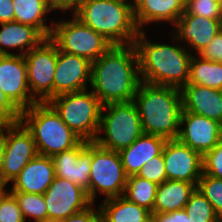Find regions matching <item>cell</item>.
Segmentation results:
<instances>
[{
  "mask_svg": "<svg viewBox=\"0 0 222 222\" xmlns=\"http://www.w3.org/2000/svg\"><path fill=\"white\" fill-rule=\"evenodd\" d=\"M140 83L134 44L113 45L91 63V91L102 105L133 101Z\"/></svg>",
  "mask_w": 222,
  "mask_h": 222,
  "instance_id": "1",
  "label": "cell"
},
{
  "mask_svg": "<svg viewBox=\"0 0 222 222\" xmlns=\"http://www.w3.org/2000/svg\"><path fill=\"white\" fill-rule=\"evenodd\" d=\"M140 31L134 41L141 81L181 89L188 83L192 54L186 47L155 43Z\"/></svg>",
  "mask_w": 222,
  "mask_h": 222,
  "instance_id": "2",
  "label": "cell"
},
{
  "mask_svg": "<svg viewBox=\"0 0 222 222\" xmlns=\"http://www.w3.org/2000/svg\"><path fill=\"white\" fill-rule=\"evenodd\" d=\"M133 101L138 108L143 133L166 140L177 139L182 112L179 88L141 81Z\"/></svg>",
  "mask_w": 222,
  "mask_h": 222,
  "instance_id": "3",
  "label": "cell"
},
{
  "mask_svg": "<svg viewBox=\"0 0 222 222\" xmlns=\"http://www.w3.org/2000/svg\"><path fill=\"white\" fill-rule=\"evenodd\" d=\"M73 15L112 45L134 44L140 32L134 20L133 6L124 1L82 0Z\"/></svg>",
  "mask_w": 222,
  "mask_h": 222,
  "instance_id": "4",
  "label": "cell"
},
{
  "mask_svg": "<svg viewBox=\"0 0 222 222\" xmlns=\"http://www.w3.org/2000/svg\"><path fill=\"white\" fill-rule=\"evenodd\" d=\"M20 122L32 134L39 155L52 157L82 141L48 102H37L21 111Z\"/></svg>",
  "mask_w": 222,
  "mask_h": 222,
  "instance_id": "5",
  "label": "cell"
},
{
  "mask_svg": "<svg viewBox=\"0 0 222 222\" xmlns=\"http://www.w3.org/2000/svg\"><path fill=\"white\" fill-rule=\"evenodd\" d=\"M48 103L79 138L95 141L103 105L92 91L85 89L62 94L50 99Z\"/></svg>",
  "mask_w": 222,
  "mask_h": 222,
  "instance_id": "6",
  "label": "cell"
},
{
  "mask_svg": "<svg viewBox=\"0 0 222 222\" xmlns=\"http://www.w3.org/2000/svg\"><path fill=\"white\" fill-rule=\"evenodd\" d=\"M105 108L106 114L103 113ZM102 132L105 133V137H100ZM142 134L141 118L134 101L102 106L100 127L95 139L99 146L120 152L129 147Z\"/></svg>",
  "mask_w": 222,
  "mask_h": 222,
  "instance_id": "7",
  "label": "cell"
},
{
  "mask_svg": "<svg viewBox=\"0 0 222 222\" xmlns=\"http://www.w3.org/2000/svg\"><path fill=\"white\" fill-rule=\"evenodd\" d=\"M53 23L50 39L60 51L88 59L91 63L96 61L111 46L101 34L91 27L83 24L72 15V19Z\"/></svg>",
  "mask_w": 222,
  "mask_h": 222,
  "instance_id": "8",
  "label": "cell"
},
{
  "mask_svg": "<svg viewBox=\"0 0 222 222\" xmlns=\"http://www.w3.org/2000/svg\"><path fill=\"white\" fill-rule=\"evenodd\" d=\"M127 178L119 152L103 148L92 141L89 179V199L91 202L94 204L96 194H104V200L122 196Z\"/></svg>",
  "mask_w": 222,
  "mask_h": 222,
  "instance_id": "9",
  "label": "cell"
},
{
  "mask_svg": "<svg viewBox=\"0 0 222 222\" xmlns=\"http://www.w3.org/2000/svg\"><path fill=\"white\" fill-rule=\"evenodd\" d=\"M24 57L31 96L37 102H48L53 98V81L58 58L57 45L50 38H46Z\"/></svg>",
  "mask_w": 222,
  "mask_h": 222,
  "instance_id": "10",
  "label": "cell"
},
{
  "mask_svg": "<svg viewBox=\"0 0 222 222\" xmlns=\"http://www.w3.org/2000/svg\"><path fill=\"white\" fill-rule=\"evenodd\" d=\"M4 147L1 185L13 182L24 167L38 155L32 134L21 122L4 125Z\"/></svg>",
  "mask_w": 222,
  "mask_h": 222,
  "instance_id": "11",
  "label": "cell"
},
{
  "mask_svg": "<svg viewBox=\"0 0 222 222\" xmlns=\"http://www.w3.org/2000/svg\"><path fill=\"white\" fill-rule=\"evenodd\" d=\"M43 196L47 206L48 219L52 220L62 221L71 215L84 211L93 204L85 189L56 176Z\"/></svg>",
  "mask_w": 222,
  "mask_h": 222,
  "instance_id": "12",
  "label": "cell"
},
{
  "mask_svg": "<svg viewBox=\"0 0 222 222\" xmlns=\"http://www.w3.org/2000/svg\"><path fill=\"white\" fill-rule=\"evenodd\" d=\"M0 88L20 111L37 103L28 87L24 55H0Z\"/></svg>",
  "mask_w": 222,
  "mask_h": 222,
  "instance_id": "13",
  "label": "cell"
},
{
  "mask_svg": "<svg viewBox=\"0 0 222 222\" xmlns=\"http://www.w3.org/2000/svg\"><path fill=\"white\" fill-rule=\"evenodd\" d=\"M163 159L166 178L198 185L203 173V156L178 139L167 140L164 144Z\"/></svg>",
  "mask_w": 222,
  "mask_h": 222,
  "instance_id": "14",
  "label": "cell"
},
{
  "mask_svg": "<svg viewBox=\"0 0 222 222\" xmlns=\"http://www.w3.org/2000/svg\"><path fill=\"white\" fill-rule=\"evenodd\" d=\"M182 125H185V127L182 128ZM221 138V125L217 120L192 112H181L177 139L183 144L203 156L206 152L212 150Z\"/></svg>",
  "mask_w": 222,
  "mask_h": 222,
  "instance_id": "15",
  "label": "cell"
},
{
  "mask_svg": "<svg viewBox=\"0 0 222 222\" xmlns=\"http://www.w3.org/2000/svg\"><path fill=\"white\" fill-rule=\"evenodd\" d=\"M51 159L55 176L66 179L85 189L89 197L92 141L82 140L77 146L56 154Z\"/></svg>",
  "mask_w": 222,
  "mask_h": 222,
  "instance_id": "16",
  "label": "cell"
},
{
  "mask_svg": "<svg viewBox=\"0 0 222 222\" xmlns=\"http://www.w3.org/2000/svg\"><path fill=\"white\" fill-rule=\"evenodd\" d=\"M87 82L91 83V62L84 57L68 54L58 49L53 98L85 90Z\"/></svg>",
  "mask_w": 222,
  "mask_h": 222,
  "instance_id": "17",
  "label": "cell"
},
{
  "mask_svg": "<svg viewBox=\"0 0 222 222\" xmlns=\"http://www.w3.org/2000/svg\"><path fill=\"white\" fill-rule=\"evenodd\" d=\"M172 40L188 43L195 52L202 51L222 30V21L191 15L186 11L174 25Z\"/></svg>",
  "mask_w": 222,
  "mask_h": 222,
  "instance_id": "18",
  "label": "cell"
},
{
  "mask_svg": "<svg viewBox=\"0 0 222 222\" xmlns=\"http://www.w3.org/2000/svg\"><path fill=\"white\" fill-rule=\"evenodd\" d=\"M55 178L51 157L37 155L12 182L10 193L44 194Z\"/></svg>",
  "mask_w": 222,
  "mask_h": 222,
  "instance_id": "19",
  "label": "cell"
},
{
  "mask_svg": "<svg viewBox=\"0 0 222 222\" xmlns=\"http://www.w3.org/2000/svg\"><path fill=\"white\" fill-rule=\"evenodd\" d=\"M182 111L222 121V90L186 84L181 89Z\"/></svg>",
  "mask_w": 222,
  "mask_h": 222,
  "instance_id": "20",
  "label": "cell"
},
{
  "mask_svg": "<svg viewBox=\"0 0 222 222\" xmlns=\"http://www.w3.org/2000/svg\"><path fill=\"white\" fill-rule=\"evenodd\" d=\"M186 0H136L133 6L134 20L139 31L152 22H169L175 25L185 12Z\"/></svg>",
  "mask_w": 222,
  "mask_h": 222,
  "instance_id": "21",
  "label": "cell"
},
{
  "mask_svg": "<svg viewBox=\"0 0 222 222\" xmlns=\"http://www.w3.org/2000/svg\"><path fill=\"white\" fill-rule=\"evenodd\" d=\"M167 140L163 137L143 133L129 147L119 152L126 175H137L150 159L162 153Z\"/></svg>",
  "mask_w": 222,
  "mask_h": 222,
  "instance_id": "22",
  "label": "cell"
},
{
  "mask_svg": "<svg viewBox=\"0 0 222 222\" xmlns=\"http://www.w3.org/2000/svg\"><path fill=\"white\" fill-rule=\"evenodd\" d=\"M0 27V55H14L4 47L19 48L18 55H25L46 39L37 28L17 21L0 23Z\"/></svg>",
  "mask_w": 222,
  "mask_h": 222,
  "instance_id": "23",
  "label": "cell"
},
{
  "mask_svg": "<svg viewBox=\"0 0 222 222\" xmlns=\"http://www.w3.org/2000/svg\"><path fill=\"white\" fill-rule=\"evenodd\" d=\"M197 185L185 181L165 180L158 185L153 212L170 213L184 209Z\"/></svg>",
  "mask_w": 222,
  "mask_h": 222,
  "instance_id": "24",
  "label": "cell"
},
{
  "mask_svg": "<svg viewBox=\"0 0 222 222\" xmlns=\"http://www.w3.org/2000/svg\"><path fill=\"white\" fill-rule=\"evenodd\" d=\"M104 222H147L151 212L123 195L103 200L99 205Z\"/></svg>",
  "mask_w": 222,
  "mask_h": 222,
  "instance_id": "25",
  "label": "cell"
},
{
  "mask_svg": "<svg viewBox=\"0 0 222 222\" xmlns=\"http://www.w3.org/2000/svg\"><path fill=\"white\" fill-rule=\"evenodd\" d=\"M15 21L37 28L46 38H50L52 26L47 25L50 11L49 0H13ZM46 21V22H45Z\"/></svg>",
  "mask_w": 222,
  "mask_h": 222,
  "instance_id": "26",
  "label": "cell"
},
{
  "mask_svg": "<svg viewBox=\"0 0 222 222\" xmlns=\"http://www.w3.org/2000/svg\"><path fill=\"white\" fill-rule=\"evenodd\" d=\"M187 84L222 90V63L202 59L197 54L192 55Z\"/></svg>",
  "mask_w": 222,
  "mask_h": 222,
  "instance_id": "27",
  "label": "cell"
},
{
  "mask_svg": "<svg viewBox=\"0 0 222 222\" xmlns=\"http://www.w3.org/2000/svg\"><path fill=\"white\" fill-rule=\"evenodd\" d=\"M158 185L138 175L127 178L123 196L131 202L153 212Z\"/></svg>",
  "mask_w": 222,
  "mask_h": 222,
  "instance_id": "28",
  "label": "cell"
},
{
  "mask_svg": "<svg viewBox=\"0 0 222 222\" xmlns=\"http://www.w3.org/2000/svg\"><path fill=\"white\" fill-rule=\"evenodd\" d=\"M191 222H221L211 203L196 188L184 207Z\"/></svg>",
  "mask_w": 222,
  "mask_h": 222,
  "instance_id": "29",
  "label": "cell"
},
{
  "mask_svg": "<svg viewBox=\"0 0 222 222\" xmlns=\"http://www.w3.org/2000/svg\"><path fill=\"white\" fill-rule=\"evenodd\" d=\"M20 207L24 220L33 218L34 222L48 219L47 206L42 194L11 193Z\"/></svg>",
  "mask_w": 222,
  "mask_h": 222,
  "instance_id": "30",
  "label": "cell"
},
{
  "mask_svg": "<svg viewBox=\"0 0 222 222\" xmlns=\"http://www.w3.org/2000/svg\"><path fill=\"white\" fill-rule=\"evenodd\" d=\"M197 189L211 203L218 216L222 218V179L202 173Z\"/></svg>",
  "mask_w": 222,
  "mask_h": 222,
  "instance_id": "31",
  "label": "cell"
},
{
  "mask_svg": "<svg viewBox=\"0 0 222 222\" xmlns=\"http://www.w3.org/2000/svg\"><path fill=\"white\" fill-rule=\"evenodd\" d=\"M185 11L191 15L222 21L221 0H186Z\"/></svg>",
  "mask_w": 222,
  "mask_h": 222,
  "instance_id": "32",
  "label": "cell"
},
{
  "mask_svg": "<svg viewBox=\"0 0 222 222\" xmlns=\"http://www.w3.org/2000/svg\"><path fill=\"white\" fill-rule=\"evenodd\" d=\"M137 175L154 182L157 185H160L167 180L163 154L161 153L160 155L147 161Z\"/></svg>",
  "mask_w": 222,
  "mask_h": 222,
  "instance_id": "33",
  "label": "cell"
},
{
  "mask_svg": "<svg viewBox=\"0 0 222 222\" xmlns=\"http://www.w3.org/2000/svg\"><path fill=\"white\" fill-rule=\"evenodd\" d=\"M203 174L222 179V138L212 150L203 155Z\"/></svg>",
  "mask_w": 222,
  "mask_h": 222,
  "instance_id": "34",
  "label": "cell"
},
{
  "mask_svg": "<svg viewBox=\"0 0 222 222\" xmlns=\"http://www.w3.org/2000/svg\"><path fill=\"white\" fill-rule=\"evenodd\" d=\"M0 222H25L16 198L9 191L0 200Z\"/></svg>",
  "mask_w": 222,
  "mask_h": 222,
  "instance_id": "35",
  "label": "cell"
},
{
  "mask_svg": "<svg viewBox=\"0 0 222 222\" xmlns=\"http://www.w3.org/2000/svg\"><path fill=\"white\" fill-rule=\"evenodd\" d=\"M21 111L8 99L0 88V120L5 124L20 122Z\"/></svg>",
  "mask_w": 222,
  "mask_h": 222,
  "instance_id": "36",
  "label": "cell"
},
{
  "mask_svg": "<svg viewBox=\"0 0 222 222\" xmlns=\"http://www.w3.org/2000/svg\"><path fill=\"white\" fill-rule=\"evenodd\" d=\"M202 59L222 63V30L198 53Z\"/></svg>",
  "mask_w": 222,
  "mask_h": 222,
  "instance_id": "37",
  "label": "cell"
},
{
  "mask_svg": "<svg viewBox=\"0 0 222 222\" xmlns=\"http://www.w3.org/2000/svg\"><path fill=\"white\" fill-rule=\"evenodd\" d=\"M61 222H104V218L100 207H98V210H95L94 204H92L84 211L71 215Z\"/></svg>",
  "mask_w": 222,
  "mask_h": 222,
  "instance_id": "38",
  "label": "cell"
},
{
  "mask_svg": "<svg viewBox=\"0 0 222 222\" xmlns=\"http://www.w3.org/2000/svg\"><path fill=\"white\" fill-rule=\"evenodd\" d=\"M153 222H191L184 209L176 210L170 213L151 214Z\"/></svg>",
  "mask_w": 222,
  "mask_h": 222,
  "instance_id": "39",
  "label": "cell"
},
{
  "mask_svg": "<svg viewBox=\"0 0 222 222\" xmlns=\"http://www.w3.org/2000/svg\"><path fill=\"white\" fill-rule=\"evenodd\" d=\"M82 0H49L52 11L60 10L66 12V10H73L74 13L80 6Z\"/></svg>",
  "mask_w": 222,
  "mask_h": 222,
  "instance_id": "40",
  "label": "cell"
},
{
  "mask_svg": "<svg viewBox=\"0 0 222 222\" xmlns=\"http://www.w3.org/2000/svg\"><path fill=\"white\" fill-rule=\"evenodd\" d=\"M15 21L13 0H0V23Z\"/></svg>",
  "mask_w": 222,
  "mask_h": 222,
  "instance_id": "41",
  "label": "cell"
},
{
  "mask_svg": "<svg viewBox=\"0 0 222 222\" xmlns=\"http://www.w3.org/2000/svg\"><path fill=\"white\" fill-rule=\"evenodd\" d=\"M4 126L0 131V185H1V173L3 168V161H4Z\"/></svg>",
  "mask_w": 222,
  "mask_h": 222,
  "instance_id": "42",
  "label": "cell"
},
{
  "mask_svg": "<svg viewBox=\"0 0 222 222\" xmlns=\"http://www.w3.org/2000/svg\"><path fill=\"white\" fill-rule=\"evenodd\" d=\"M7 185H0V200L7 193Z\"/></svg>",
  "mask_w": 222,
  "mask_h": 222,
  "instance_id": "43",
  "label": "cell"
},
{
  "mask_svg": "<svg viewBox=\"0 0 222 222\" xmlns=\"http://www.w3.org/2000/svg\"><path fill=\"white\" fill-rule=\"evenodd\" d=\"M120 1H124L126 3H130L132 6H134L136 0H132V1L130 0V2H128V0H120Z\"/></svg>",
  "mask_w": 222,
  "mask_h": 222,
  "instance_id": "44",
  "label": "cell"
},
{
  "mask_svg": "<svg viewBox=\"0 0 222 222\" xmlns=\"http://www.w3.org/2000/svg\"><path fill=\"white\" fill-rule=\"evenodd\" d=\"M41 222H61V221H59V220L47 219V220L41 221Z\"/></svg>",
  "mask_w": 222,
  "mask_h": 222,
  "instance_id": "45",
  "label": "cell"
},
{
  "mask_svg": "<svg viewBox=\"0 0 222 222\" xmlns=\"http://www.w3.org/2000/svg\"><path fill=\"white\" fill-rule=\"evenodd\" d=\"M4 125H5V124L0 120V131L2 130V128H3Z\"/></svg>",
  "mask_w": 222,
  "mask_h": 222,
  "instance_id": "46",
  "label": "cell"
},
{
  "mask_svg": "<svg viewBox=\"0 0 222 222\" xmlns=\"http://www.w3.org/2000/svg\"><path fill=\"white\" fill-rule=\"evenodd\" d=\"M220 125H221V134H222V121L220 122Z\"/></svg>",
  "mask_w": 222,
  "mask_h": 222,
  "instance_id": "47",
  "label": "cell"
}]
</instances>
